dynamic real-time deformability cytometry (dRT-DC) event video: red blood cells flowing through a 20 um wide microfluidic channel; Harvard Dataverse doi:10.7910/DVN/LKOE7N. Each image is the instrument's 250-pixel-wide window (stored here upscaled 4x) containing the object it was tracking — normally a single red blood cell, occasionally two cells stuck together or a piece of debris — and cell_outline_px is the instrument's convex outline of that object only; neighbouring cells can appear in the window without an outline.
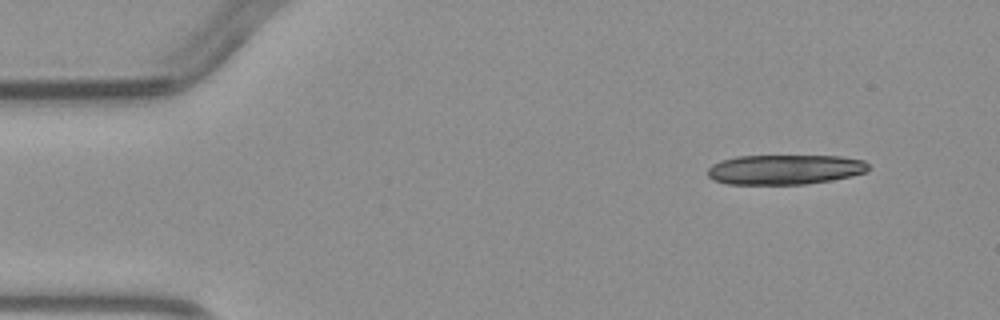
{"species": "common noctule bat (a hibernating species)", "species_latin": "Nyctalus noctula", "temperature_condition": "warm", "stored_images_in_passage": 4, "camera_frame_rate_fps": 3000, "um_per_image_px": 0.085, "animal": {"sex": "male", "body_mass_g": 23.1, "forearm_length_mm": 52.7}, "frame": {"image": 1, "passage_image": 1, "time_ms": 0.0, "image_size_px": [1000, 320], "cell_outline_px": [[868, 172], [852, 176], [832, 180], [804, 184], [728, 184], [712, 180], [708, 176], [708, 168], [712, 164], [720, 160], [736, 156], [840, 156], [864, 160], [868, 164]], "centroid_in_image_um": [66.71, 14.41], "position_along_channel_um": 18.3, "area_um2": 28.15}}
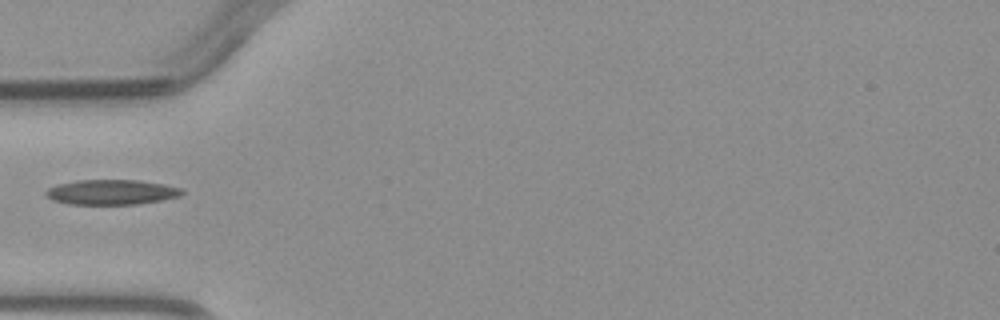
{"frame": {"image": 2, "passage_image": 4, "time_ms": 3.667, "image_size_px": [1000, 320], "cell_outline_px": [[184, 192], [180, 196], [164, 200], [140, 204], [68, 204], [52, 200], [44, 192], [48, 188], [60, 184], [76, 180], [140, 180], [164, 184], [180, 188]], "centroid_in_image_um": [9.5, 16.33], "position_along_channel_um": 75.5, "area_um2": 19.88}}